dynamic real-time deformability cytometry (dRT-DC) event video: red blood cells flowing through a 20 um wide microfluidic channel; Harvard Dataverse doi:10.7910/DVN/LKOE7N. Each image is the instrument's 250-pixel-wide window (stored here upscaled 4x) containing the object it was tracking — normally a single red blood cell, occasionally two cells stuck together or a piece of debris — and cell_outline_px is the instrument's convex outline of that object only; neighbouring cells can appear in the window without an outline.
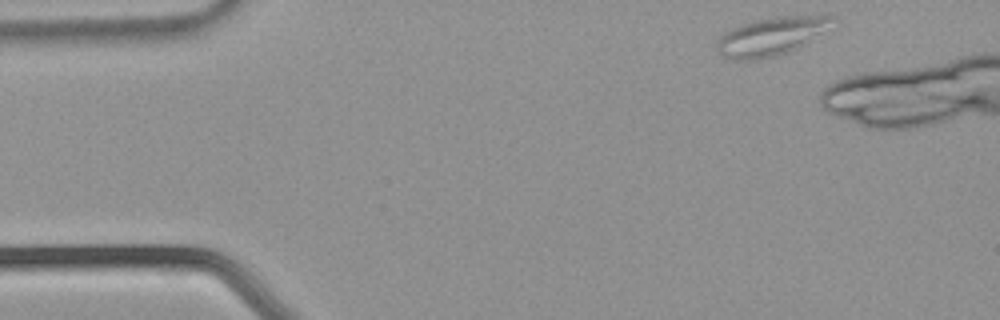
{"species": "common noctule bat (a hibernating species)", "species_latin": "Nyctalus noctula", "temperature_condition": "warm", "stored_images_in_passage": 13, "camera_frame_rate_fps": 3000, "um_per_image_px": 0.085, "animal": {"sex": "male", "body_mass_g": 21.5, "forearm_length_mm": 52.0}, "frame": {"image": 1, "passage_image": 1, "time_ms": 0.0, "image_size_px": [1000, 320], "cell_outline_px": [[836, 16], [820, 32], [796, 48], [788, 52], [756, 60], [740, 60], [724, 56], [716, 52], [716, 44], [720, 36], [724, 32], [732, 28], [752, 20], [776, 16]], "centroid_in_image_um": [65.41, 3.09], "position_along_channel_um": 19.6, "area_um2": 24.91}}